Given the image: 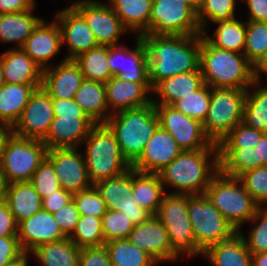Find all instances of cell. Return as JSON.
<instances>
[{"label":"cell","instance_id":"1","mask_svg":"<svg viewBox=\"0 0 267 266\" xmlns=\"http://www.w3.org/2000/svg\"><path fill=\"white\" fill-rule=\"evenodd\" d=\"M140 37L147 49L152 89L164 79L200 68L201 34H146Z\"/></svg>","mask_w":267,"mask_h":266},{"label":"cell","instance_id":"2","mask_svg":"<svg viewBox=\"0 0 267 266\" xmlns=\"http://www.w3.org/2000/svg\"><path fill=\"white\" fill-rule=\"evenodd\" d=\"M218 172L219 149H199L182 151L158 175L164 187L175 188L172 193L198 195L205 194Z\"/></svg>","mask_w":267,"mask_h":266},{"label":"cell","instance_id":"3","mask_svg":"<svg viewBox=\"0 0 267 266\" xmlns=\"http://www.w3.org/2000/svg\"><path fill=\"white\" fill-rule=\"evenodd\" d=\"M200 69L211 88L248 89L255 82L253 64L243 53L216 48L202 34Z\"/></svg>","mask_w":267,"mask_h":266},{"label":"cell","instance_id":"4","mask_svg":"<svg viewBox=\"0 0 267 266\" xmlns=\"http://www.w3.org/2000/svg\"><path fill=\"white\" fill-rule=\"evenodd\" d=\"M105 124L115 134L122 155L132 165L159 127L155 104L112 114Z\"/></svg>","mask_w":267,"mask_h":266},{"label":"cell","instance_id":"5","mask_svg":"<svg viewBox=\"0 0 267 266\" xmlns=\"http://www.w3.org/2000/svg\"><path fill=\"white\" fill-rule=\"evenodd\" d=\"M82 144L86 145L84 160L93 185L132 168L122 155L115 134L105 123H97Z\"/></svg>","mask_w":267,"mask_h":266},{"label":"cell","instance_id":"6","mask_svg":"<svg viewBox=\"0 0 267 266\" xmlns=\"http://www.w3.org/2000/svg\"><path fill=\"white\" fill-rule=\"evenodd\" d=\"M205 195L237 232L260 208L238 177L220 171L212 178Z\"/></svg>","mask_w":267,"mask_h":266},{"label":"cell","instance_id":"7","mask_svg":"<svg viewBox=\"0 0 267 266\" xmlns=\"http://www.w3.org/2000/svg\"><path fill=\"white\" fill-rule=\"evenodd\" d=\"M246 93L247 89L211 88L203 129L213 144L218 145L243 121Z\"/></svg>","mask_w":267,"mask_h":266},{"label":"cell","instance_id":"8","mask_svg":"<svg viewBox=\"0 0 267 266\" xmlns=\"http://www.w3.org/2000/svg\"><path fill=\"white\" fill-rule=\"evenodd\" d=\"M47 147L42 140L11 135L6 139L0 170L8 184L30 182L33 173L44 161Z\"/></svg>","mask_w":267,"mask_h":266},{"label":"cell","instance_id":"9","mask_svg":"<svg viewBox=\"0 0 267 266\" xmlns=\"http://www.w3.org/2000/svg\"><path fill=\"white\" fill-rule=\"evenodd\" d=\"M188 214L196 244L203 252L238 233L205 194H188Z\"/></svg>","mask_w":267,"mask_h":266},{"label":"cell","instance_id":"10","mask_svg":"<svg viewBox=\"0 0 267 266\" xmlns=\"http://www.w3.org/2000/svg\"><path fill=\"white\" fill-rule=\"evenodd\" d=\"M149 34L200 35L197 13L182 0H153Z\"/></svg>","mask_w":267,"mask_h":266},{"label":"cell","instance_id":"11","mask_svg":"<svg viewBox=\"0 0 267 266\" xmlns=\"http://www.w3.org/2000/svg\"><path fill=\"white\" fill-rule=\"evenodd\" d=\"M159 126L168 131L182 151L218 149L207 137L203 123L191 119L171 105L155 104Z\"/></svg>","mask_w":267,"mask_h":266},{"label":"cell","instance_id":"12","mask_svg":"<svg viewBox=\"0 0 267 266\" xmlns=\"http://www.w3.org/2000/svg\"><path fill=\"white\" fill-rule=\"evenodd\" d=\"M136 37L134 50L121 45L108 46V65L113 76L141 83L151 93L147 49L141 37Z\"/></svg>","mask_w":267,"mask_h":266},{"label":"cell","instance_id":"13","mask_svg":"<svg viewBox=\"0 0 267 266\" xmlns=\"http://www.w3.org/2000/svg\"><path fill=\"white\" fill-rule=\"evenodd\" d=\"M71 5L84 17L98 45H118L120 35L128 31L108 3L79 0Z\"/></svg>","mask_w":267,"mask_h":266},{"label":"cell","instance_id":"14","mask_svg":"<svg viewBox=\"0 0 267 266\" xmlns=\"http://www.w3.org/2000/svg\"><path fill=\"white\" fill-rule=\"evenodd\" d=\"M54 119L52 98L41 87L36 88L29 98L12 133L18 137L43 140Z\"/></svg>","mask_w":267,"mask_h":266},{"label":"cell","instance_id":"15","mask_svg":"<svg viewBox=\"0 0 267 266\" xmlns=\"http://www.w3.org/2000/svg\"><path fill=\"white\" fill-rule=\"evenodd\" d=\"M83 153L78 148L48 149L46 159L52 164L61 188L72 194L90 188V182Z\"/></svg>","mask_w":267,"mask_h":266},{"label":"cell","instance_id":"16","mask_svg":"<svg viewBox=\"0 0 267 266\" xmlns=\"http://www.w3.org/2000/svg\"><path fill=\"white\" fill-rule=\"evenodd\" d=\"M58 22L62 44L67 45L66 60H74L79 55L98 46L96 38L84 17L72 6L58 10L55 14Z\"/></svg>","mask_w":267,"mask_h":266},{"label":"cell","instance_id":"17","mask_svg":"<svg viewBox=\"0 0 267 266\" xmlns=\"http://www.w3.org/2000/svg\"><path fill=\"white\" fill-rule=\"evenodd\" d=\"M128 240L148 253L158 264L179 258V254L171 247L166 228L156 215L134 225Z\"/></svg>","mask_w":267,"mask_h":266},{"label":"cell","instance_id":"18","mask_svg":"<svg viewBox=\"0 0 267 266\" xmlns=\"http://www.w3.org/2000/svg\"><path fill=\"white\" fill-rule=\"evenodd\" d=\"M181 152L173 136L159 126L131 167L139 172L159 173Z\"/></svg>","mask_w":267,"mask_h":266},{"label":"cell","instance_id":"19","mask_svg":"<svg viewBox=\"0 0 267 266\" xmlns=\"http://www.w3.org/2000/svg\"><path fill=\"white\" fill-rule=\"evenodd\" d=\"M17 238L24 253H31L36 247L67 238L53 214L41 209L32 217L18 224Z\"/></svg>","mask_w":267,"mask_h":266},{"label":"cell","instance_id":"20","mask_svg":"<svg viewBox=\"0 0 267 266\" xmlns=\"http://www.w3.org/2000/svg\"><path fill=\"white\" fill-rule=\"evenodd\" d=\"M90 117H56L42 140L47 149L78 148L96 125Z\"/></svg>","mask_w":267,"mask_h":266},{"label":"cell","instance_id":"21","mask_svg":"<svg viewBox=\"0 0 267 266\" xmlns=\"http://www.w3.org/2000/svg\"><path fill=\"white\" fill-rule=\"evenodd\" d=\"M84 80L79 65L74 60L64 58L54 68L43 70L42 88L51 98L74 99Z\"/></svg>","mask_w":267,"mask_h":266},{"label":"cell","instance_id":"22","mask_svg":"<svg viewBox=\"0 0 267 266\" xmlns=\"http://www.w3.org/2000/svg\"><path fill=\"white\" fill-rule=\"evenodd\" d=\"M61 31L57 20L52 23L42 20L21 49L43 70L48 68L50 59L60 53Z\"/></svg>","mask_w":267,"mask_h":266},{"label":"cell","instance_id":"23","mask_svg":"<svg viewBox=\"0 0 267 266\" xmlns=\"http://www.w3.org/2000/svg\"><path fill=\"white\" fill-rule=\"evenodd\" d=\"M105 86L111 114L146 106L152 102V98L148 96L149 91L141 83L121 80L113 76Z\"/></svg>","mask_w":267,"mask_h":266},{"label":"cell","instance_id":"24","mask_svg":"<svg viewBox=\"0 0 267 266\" xmlns=\"http://www.w3.org/2000/svg\"><path fill=\"white\" fill-rule=\"evenodd\" d=\"M1 55L5 83L42 84L43 69L21 48H11Z\"/></svg>","mask_w":267,"mask_h":266},{"label":"cell","instance_id":"25","mask_svg":"<svg viewBox=\"0 0 267 266\" xmlns=\"http://www.w3.org/2000/svg\"><path fill=\"white\" fill-rule=\"evenodd\" d=\"M204 85L201 69L180 73L159 82L152 92L158 94L160 100L152 99L154 104L172 105L175 101L190 95Z\"/></svg>","mask_w":267,"mask_h":266},{"label":"cell","instance_id":"26","mask_svg":"<svg viewBox=\"0 0 267 266\" xmlns=\"http://www.w3.org/2000/svg\"><path fill=\"white\" fill-rule=\"evenodd\" d=\"M42 84H10L0 87V123L11 128L20 119L29 98Z\"/></svg>","mask_w":267,"mask_h":266},{"label":"cell","instance_id":"27","mask_svg":"<svg viewBox=\"0 0 267 266\" xmlns=\"http://www.w3.org/2000/svg\"><path fill=\"white\" fill-rule=\"evenodd\" d=\"M202 255L213 266H252V254L239 232L227 241L209 246Z\"/></svg>","mask_w":267,"mask_h":266},{"label":"cell","instance_id":"28","mask_svg":"<svg viewBox=\"0 0 267 266\" xmlns=\"http://www.w3.org/2000/svg\"><path fill=\"white\" fill-rule=\"evenodd\" d=\"M165 192L158 173H144L132 168V196L139 207L156 215Z\"/></svg>","mask_w":267,"mask_h":266},{"label":"cell","instance_id":"29","mask_svg":"<svg viewBox=\"0 0 267 266\" xmlns=\"http://www.w3.org/2000/svg\"><path fill=\"white\" fill-rule=\"evenodd\" d=\"M6 203L17 224L42 209L41 196L30 182L8 184Z\"/></svg>","mask_w":267,"mask_h":266},{"label":"cell","instance_id":"30","mask_svg":"<svg viewBox=\"0 0 267 266\" xmlns=\"http://www.w3.org/2000/svg\"><path fill=\"white\" fill-rule=\"evenodd\" d=\"M74 100L95 123H105L112 115L107 103L105 83L84 80Z\"/></svg>","mask_w":267,"mask_h":266},{"label":"cell","instance_id":"31","mask_svg":"<svg viewBox=\"0 0 267 266\" xmlns=\"http://www.w3.org/2000/svg\"><path fill=\"white\" fill-rule=\"evenodd\" d=\"M153 0H109L108 3L129 31L137 36L149 34V19Z\"/></svg>","mask_w":267,"mask_h":266},{"label":"cell","instance_id":"32","mask_svg":"<svg viewBox=\"0 0 267 266\" xmlns=\"http://www.w3.org/2000/svg\"><path fill=\"white\" fill-rule=\"evenodd\" d=\"M34 8L24 12L0 14V41L17 43L21 48L36 26L43 20L33 15Z\"/></svg>","mask_w":267,"mask_h":266},{"label":"cell","instance_id":"33","mask_svg":"<svg viewBox=\"0 0 267 266\" xmlns=\"http://www.w3.org/2000/svg\"><path fill=\"white\" fill-rule=\"evenodd\" d=\"M42 266H78L79 248L70 238L40 245L31 251Z\"/></svg>","mask_w":267,"mask_h":266},{"label":"cell","instance_id":"34","mask_svg":"<svg viewBox=\"0 0 267 266\" xmlns=\"http://www.w3.org/2000/svg\"><path fill=\"white\" fill-rule=\"evenodd\" d=\"M214 23L218 24V27L215 29L213 37L207 35L206 30L202 31V36L216 48L243 53L246 39V22L234 18L233 20Z\"/></svg>","mask_w":267,"mask_h":266},{"label":"cell","instance_id":"35","mask_svg":"<svg viewBox=\"0 0 267 266\" xmlns=\"http://www.w3.org/2000/svg\"><path fill=\"white\" fill-rule=\"evenodd\" d=\"M262 167L255 147L219 149V171L230 177H239L245 171Z\"/></svg>","mask_w":267,"mask_h":266},{"label":"cell","instance_id":"36","mask_svg":"<svg viewBox=\"0 0 267 266\" xmlns=\"http://www.w3.org/2000/svg\"><path fill=\"white\" fill-rule=\"evenodd\" d=\"M112 266H156L158 264L148 253L133 245L128 239L106 242Z\"/></svg>","mask_w":267,"mask_h":266},{"label":"cell","instance_id":"37","mask_svg":"<svg viewBox=\"0 0 267 266\" xmlns=\"http://www.w3.org/2000/svg\"><path fill=\"white\" fill-rule=\"evenodd\" d=\"M94 186L105 202L107 210L120 212L126 195L132 193V168L117 177L98 181Z\"/></svg>","mask_w":267,"mask_h":266},{"label":"cell","instance_id":"38","mask_svg":"<svg viewBox=\"0 0 267 266\" xmlns=\"http://www.w3.org/2000/svg\"><path fill=\"white\" fill-rule=\"evenodd\" d=\"M74 61L79 65L85 80L106 83L113 77L108 65V46L98 45Z\"/></svg>","mask_w":267,"mask_h":266},{"label":"cell","instance_id":"39","mask_svg":"<svg viewBox=\"0 0 267 266\" xmlns=\"http://www.w3.org/2000/svg\"><path fill=\"white\" fill-rule=\"evenodd\" d=\"M260 82L255 81L252 86H256L255 91L247 89L243 112V123L253 129L267 132V85L260 86ZM259 85V89H258Z\"/></svg>","mask_w":267,"mask_h":266},{"label":"cell","instance_id":"40","mask_svg":"<svg viewBox=\"0 0 267 266\" xmlns=\"http://www.w3.org/2000/svg\"><path fill=\"white\" fill-rule=\"evenodd\" d=\"M166 228L171 247L180 255L187 257L203 254L197 246L191 221L161 222Z\"/></svg>","mask_w":267,"mask_h":266},{"label":"cell","instance_id":"41","mask_svg":"<svg viewBox=\"0 0 267 266\" xmlns=\"http://www.w3.org/2000/svg\"><path fill=\"white\" fill-rule=\"evenodd\" d=\"M102 217L81 215L75 230L69 237L79 248L105 244Z\"/></svg>","mask_w":267,"mask_h":266},{"label":"cell","instance_id":"42","mask_svg":"<svg viewBox=\"0 0 267 266\" xmlns=\"http://www.w3.org/2000/svg\"><path fill=\"white\" fill-rule=\"evenodd\" d=\"M211 87L204 84L190 95L175 101L171 106L184 115L199 122H204L210 105Z\"/></svg>","mask_w":267,"mask_h":266},{"label":"cell","instance_id":"43","mask_svg":"<svg viewBox=\"0 0 267 266\" xmlns=\"http://www.w3.org/2000/svg\"><path fill=\"white\" fill-rule=\"evenodd\" d=\"M235 4L236 0H202L197 12V20L201 30H206L208 20L219 22L236 18Z\"/></svg>","mask_w":267,"mask_h":266},{"label":"cell","instance_id":"44","mask_svg":"<svg viewBox=\"0 0 267 266\" xmlns=\"http://www.w3.org/2000/svg\"><path fill=\"white\" fill-rule=\"evenodd\" d=\"M267 51V22L246 21V39L243 54L254 65Z\"/></svg>","mask_w":267,"mask_h":266},{"label":"cell","instance_id":"45","mask_svg":"<svg viewBox=\"0 0 267 266\" xmlns=\"http://www.w3.org/2000/svg\"><path fill=\"white\" fill-rule=\"evenodd\" d=\"M156 216L161 222L190 221L188 194L165 193Z\"/></svg>","mask_w":267,"mask_h":266},{"label":"cell","instance_id":"46","mask_svg":"<svg viewBox=\"0 0 267 266\" xmlns=\"http://www.w3.org/2000/svg\"><path fill=\"white\" fill-rule=\"evenodd\" d=\"M260 207H267V165L245 171L238 177Z\"/></svg>","mask_w":267,"mask_h":266},{"label":"cell","instance_id":"47","mask_svg":"<svg viewBox=\"0 0 267 266\" xmlns=\"http://www.w3.org/2000/svg\"><path fill=\"white\" fill-rule=\"evenodd\" d=\"M265 132L239 123L230 133L218 144V149H242L255 147Z\"/></svg>","mask_w":267,"mask_h":266},{"label":"cell","instance_id":"48","mask_svg":"<svg viewBox=\"0 0 267 266\" xmlns=\"http://www.w3.org/2000/svg\"><path fill=\"white\" fill-rule=\"evenodd\" d=\"M101 219L105 243L116 239H128L134 228L131 220L119 211L106 210Z\"/></svg>","mask_w":267,"mask_h":266},{"label":"cell","instance_id":"49","mask_svg":"<svg viewBox=\"0 0 267 266\" xmlns=\"http://www.w3.org/2000/svg\"><path fill=\"white\" fill-rule=\"evenodd\" d=\"M254 222L255 226L252 227L246 239L244 233L239 232L247 245L251 254H258L267 252V207H260L253 218L250 220ZM256 221H258L256 223Z\"/></svg>","mask_w":267,"mask_h":266},{"label":"cell","instance_id":"50","mask_svg":"<svg viewBox=\"0 0 267 266\" xmlns=\"http://www.w3.org/2000/svg\"><path fill=\"white\" fill-rule=\"evenodd\" d=\"M73 201L80 215L102 217L107 210L105 202L94 185L73 194Z\"/></svg>","mask_w":267,"mask_h":266},{"label":"cell","instance_id":"51","mask_svg":"<svg viewBox=\"0 0 267 266\" xmlns=\"http://www.w3.org/2000/svg\"><path fill=\"white\" fill-rule=\"evenodd\" d=\"M30 183L39 193L41 199L61 188V183L55 174L54 168L46 158L33 173Z\"/></svg>","mask_w":267,"mask_h":266},{"label":"cell","instance_id":"52","mask_svg":"<svg viewBox=\"0 0 267 266\" xmlns=\"http://www.w3.org/2000/svg\"><path fill=\"white\" fill-rule=\"evenodd\" d=\"M53 216L63 234L69 238L75 230L81 215L72 200L69 204L55 212Z\"/></svg>","mask_w":267,"mask_h":266},{"label":"cell","instance_id":"53","mask_svg":"<svg viewBox=\"0 0 267 266\" xmlns=\"http://www.w3.org/2000/svg\"><path fill=\"white\" fill-rule=\"evenodd\" d=\"M78 266H112L105 245L81 248Z\"/></svg>","mask_w":267,"mask_h":266},{"label":"cell","instance_id":"54","mask_svg":"<svg viewBox=\"0 0 267 266\" xmlns=\"http://www.w3.org/2000/svg\"><path fill=\"white\" fill-rule=\"evenodd\" d=\"M23 254L17 236L0 237V266L9 265Z\"/></svg>","mask_w":267,"mask_h":266},{"label":"cell","instance_id":"55","mask_svg":"<svg viewBox=\"0 0 267 266\" xmlns=\"http://www.w3.org/2000/svg\"><path fill=\"white\" fill-rule=\"evenodd\" d=\"M52 104L56 117H89L74 99L52 98Z\"/></svg>","mask_w":267,"mask_h":266},{"label":"cell","instance_id":"56","mask_svg":"<svg viewBox=\"0 0 267 266\" xmlns=\"http://www.w3.org/2000/svg\"><path fill=\"white\" fill-rule=\"evenodd\" d=\"M120 212L129 218L134 225L146 222L152 216L148 211L135 203L132 193L126 195L123 202V209H120Z\"/></svg>","mask_w":267,"mask_h":266},{"label":"cell","instance_id":"57","mask_svg":"<svg viewBox=\"0 0 267 266\" xmlns=\"http://www.w3.org/2000/svg\"><path fill=\"white\" fill-rule=\"evenodd\" d=\"M73 200V194L60 188L42 199V209L54 214Z\"/></svg>","mask_w":267,"mask_h":266},{"label":"cell","instance_id":"58","mask_svg":"<svg viewBox=\"0 0 267 266\" xmlns=\"http://www.w3.org/2000/svg\"><path fill=\"white\" fill-rule=\"evenodd\" d=\"M18 224L6 202L0 204V237L17 236Z\"/></svg>","mask_w":267,"mask_h":266},{"label":"cell","instance_id":"59","mask_svg":"<svg viewBox=\"0 0 267 266\" xmlns=\"http://www.w3.org/2000/svg\"><path fill=\"white\" fill-rule=\"evenodd\" d=\"M35 0H0V14L24 12L35 8Z\"/></svg>","mask_w":267,"mask_h":266},{"label":"cell","instance_id":"60","mask_svg":"<svg viewBox=\"0 0 267 266\" xmlns=\"http://www.w3.org/2000/svg\"><path fill=\"white\" fill-rule=\"evenodd\" d=\"M248 6L250 21L267 22V0H244Z\"/></svg>","mask_w":267,"mask_h":266},{"label":"cell","instance_id":"61","mask_svg":"<svg viewBox=\"0 0 267 266\" xmlns=\"http://www.w3.org/2000/svg\"><path fill=\"white\" fill-rule=\"evenodd\" d=\"M261 73L267 75V51L253 65V76L255 81H261Z\"/></svg>","mask_w":267,"mask_h":266},{"label":"cell","instance_id":"62","mask_svg":"<svg viewBox=\"0 0 267 266\" xmlns=\"http://www.w3.org/2000/svg\"><path fill=\"white\" fill-rule=\"evenodd\" d=\"M258 154V161H262V166L267 165V133H265L255 146Z\"/></svg>","mask_w":267,"mask_h":266},{"label":"cell","instance_id":"63","mask_svg":"<svg viewBox=\"0 0 267 266\" xmlns=\"http://www.w3.org/2000/svg\"><path fill=\"white\" fill-rule=\"evenodd\" d=\"M12 128L6 124L0 123V161L6 139L11 135Z\"/></svg>","mask_w":267,"mask_h":266},{"label":"cell","instance_id":"64","mask_svg":"<svg viewBox=\"0 0 267 266\" xmlns=\"http://www.w3.org/2000/svg\"><path fill=\"white\" fill-rule=\"evenodd\" d=\"M252 266H267V252L252 254Z\"/></svg>","mask_w":267,"mask_h":266},{"label":"cell","instance_id":"65","mask_svg":"<svg viewBox=\"0 0 267 266\" xmlns=\"http://www.w3.org/2000/svg\"><path fill=\"white\" fill-rule=\"evenodd\" d=\"M8 183L6 178L0 170V204L6 202V192H7Z\"/></svg>","mask_w":267,"mask_h":266},{"label":"cell","instance_id":"66","mask_svg":"<svg viewBox=\"0 0 267 266\" xmlns=\"http://www.w3.org/2000/svg\"><path fill=\"white\" fill-rule=\"evenodd\" d=\"M28 257H29V253H24L17 260L12 261L9 265H6V266H27Z\"/></svg>","mask_w":267,"mask_h":266},{"label":"cell","instance_id":"67","mask_svg":"<svg viewBox=\"0 0 267 266\" xmlns=\"http://www.w3.org/2000/svg\"><path fill=\"white\" fill-rule=\"evenodd\" d=\"M185 2L189 7H191L196 13L198 12L202 0H182Z\"/></svg>","mask_w":267,"mask_h":266},{"label":"cell","instance_id":"68","mask_svg":"<svg viewBox=\"0 0 267 266\" xmlns=\"http://www.w3.org/2000/svg\"><path fill=\"white\" fill-rule=\"evenodd\" d=\"M5 84L2 55L0 54V87Z\"/></svg>","mask_w":267,"mask_h":266}]
</instances>
